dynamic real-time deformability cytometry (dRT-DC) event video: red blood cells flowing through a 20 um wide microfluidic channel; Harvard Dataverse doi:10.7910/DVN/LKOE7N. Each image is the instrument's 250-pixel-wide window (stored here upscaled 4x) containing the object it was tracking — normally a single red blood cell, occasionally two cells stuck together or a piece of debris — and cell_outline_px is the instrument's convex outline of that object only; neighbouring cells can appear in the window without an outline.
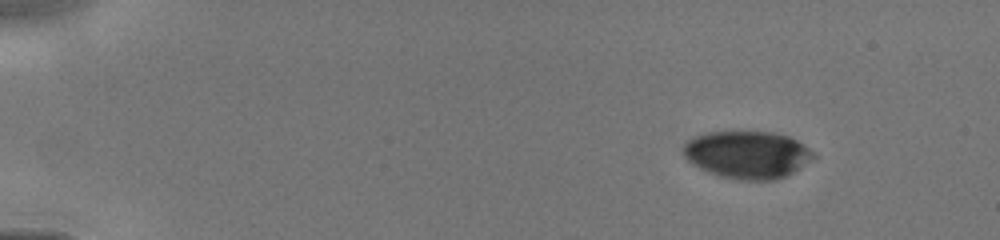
{"species": "human", "species_latin": "Homo sapiens", "temperature_condition": "cold", "stored_images_in_passage": 5, "camera_frame_rate_fps": 3000, "um_per_image_px": 0.085, "donor": {"sex": "male"}, "frame": {"image": 1, "passage_image": 1, "time_ms": 0.0, "image_size_px": [1000, 240], "cell_outline_px": [[816, 156], [792, 172], [776, 180], [740, 180], [720, 176], [708, 172], [692, 164], [684, 156], [680, 148], [688, 140], [704, 132], [772, 132], [788, 136], [804, 144]], "centroid_in_image_um": [63.47, 13.14], "position_along_channel_um": 21.5, "area_um2": 35.89}}
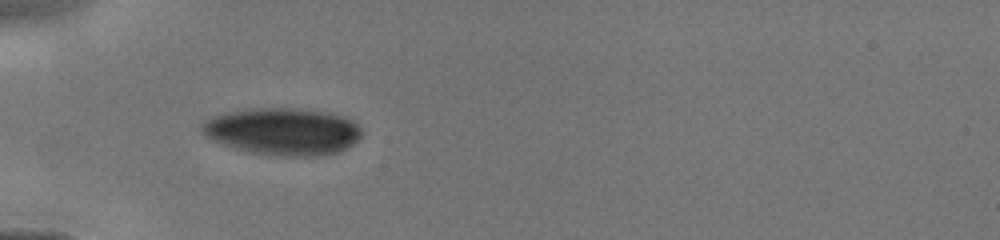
{"frame": {"image": 2, "passage_image": 4, "time_ms": 3.333, "image_size_px": [1000, 240], "cell_outline_px": [[364, 132], [348, 148], [340, 152], [312, 156], [276, 156], [252, 152], [236, 148], [212, 140], [204, 136], [200, 128], [200, 124], [204, 120], [212, 116], [224, 112], [248, 108], [300, 108], [328, 112], [344, 116], [356, 120]], "centroid_in_image_um": [24.05, 11.15], "position_along_channel_um": 60.9, "area_um2": 44.56}}
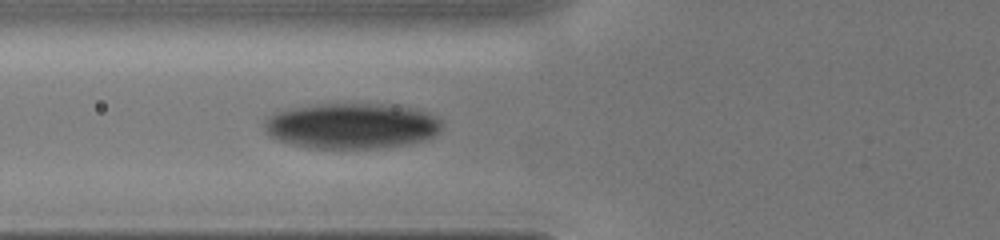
{"frame": {"image": 3, "passage_image": 5, "time_ms": 4.333, "image_size_px": [1000, 240], "cell_outline_px": [[440, 128], [432, 136], [420, 140], [404, 144], [376, 148], [308, 148], [276, 140], [264, 128], [264, 116], [276, 112], [292, 108], [320, 104], [380, 104], [408, 108], [424, 112], [440, 120]], "centroid_in_image_um": [29.78, 10.7], "position_along_channel_um": 96.0, "area_um2": 46.47}}